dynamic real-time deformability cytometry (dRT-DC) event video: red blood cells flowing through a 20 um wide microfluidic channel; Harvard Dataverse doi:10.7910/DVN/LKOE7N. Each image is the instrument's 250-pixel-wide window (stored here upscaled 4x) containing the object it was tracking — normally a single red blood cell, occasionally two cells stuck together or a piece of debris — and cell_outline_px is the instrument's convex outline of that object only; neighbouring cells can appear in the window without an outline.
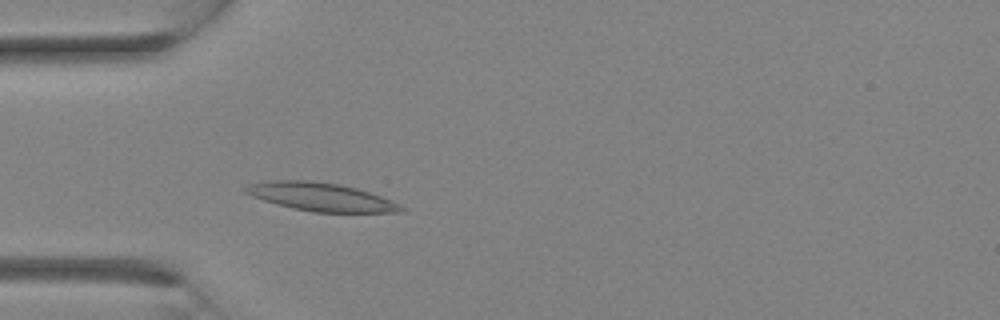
{"species": "Egyptian fruit bat (a non-hibernating species)", "species_latin": "Rousettus aegyptiacus", "temperature_condition": "room temperature", "stored_images_in_passage": 1, "camera_frame_rate_fps": 3000, "um_per_image_px": 0.085, "animal": {"sex": "female"}, "frame": {"image": 1, "passage_image": 1, "time_ms": 0.0, "image_size_px": [1000, 320], "cell_outline_px": [[404, 208], [400, 212], [312, 212], [292, 208], [264, 200], [252, 196], [244, 192], [244, 188], [248, 184], [268, 180], [308, 180], [340, 184], [356, 188], [380, 196]], "centroid_in_image_um": [27.19, 16.72], "position_along_channel_um": 57.8, "area_um2": 25.26}}